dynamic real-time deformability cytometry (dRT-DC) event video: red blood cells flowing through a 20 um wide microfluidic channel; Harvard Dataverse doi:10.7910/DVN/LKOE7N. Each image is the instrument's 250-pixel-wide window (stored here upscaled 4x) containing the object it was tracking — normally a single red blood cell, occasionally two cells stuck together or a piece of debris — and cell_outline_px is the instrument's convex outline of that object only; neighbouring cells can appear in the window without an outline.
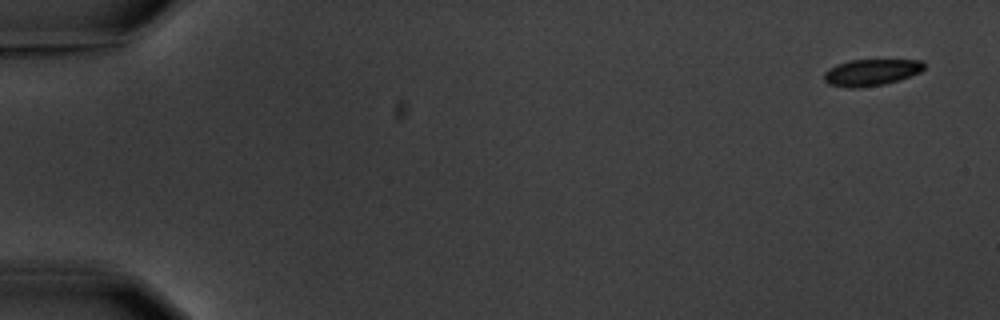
{"species": "common noctule bat (a hibernating species)", "species_latin": "Nyctalus noctula", "temperature_condition": "warm", "stored_images_in_passage": 6, "camera_frame_rate_fps": 3000, "um_per_image_px": 0.085, "animal": {"sex": "male", "body_mass_g": 20.1, "forearm_length_mm": 53.5}, "frame": {"image": 1, "passage_image": 1, "time_ms": 0.0, "image_size_px": [1000, 320], "cell_outline_px": [[924, 68], [920, 72], [884, 84], [860, 88], [848, 88], [828, 84], [824, 80], [824, 72], [828, 68], [836, 64], [848, 60], [924, 60]], "centroid_in_image_um": [74.0, 6.15], "position_along_channel_um": 11.0, "area_um2": 15.49}}
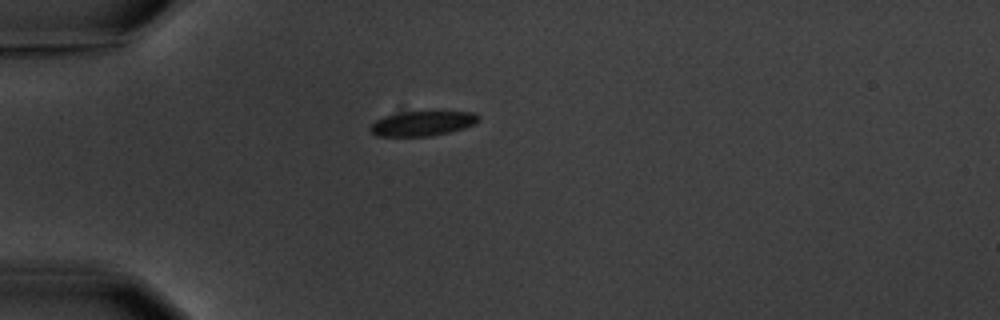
{"frame": {"image": 2, "passage_image": 5, "time_ms": 4.667, "image_size_px": [1000, 320], "cell_outline_px": [[480, 120], [476, 124], [464, 128], [448, 132], [428, 136], [376, 136], [368, 128], [376, 120], [384, 116], [404, 112], [476, 112], [480, 116]], "centroid_in_image_um": [35.93, 10.49], "position_along_channel_um": 49.1, "area_um2": 15.55}}